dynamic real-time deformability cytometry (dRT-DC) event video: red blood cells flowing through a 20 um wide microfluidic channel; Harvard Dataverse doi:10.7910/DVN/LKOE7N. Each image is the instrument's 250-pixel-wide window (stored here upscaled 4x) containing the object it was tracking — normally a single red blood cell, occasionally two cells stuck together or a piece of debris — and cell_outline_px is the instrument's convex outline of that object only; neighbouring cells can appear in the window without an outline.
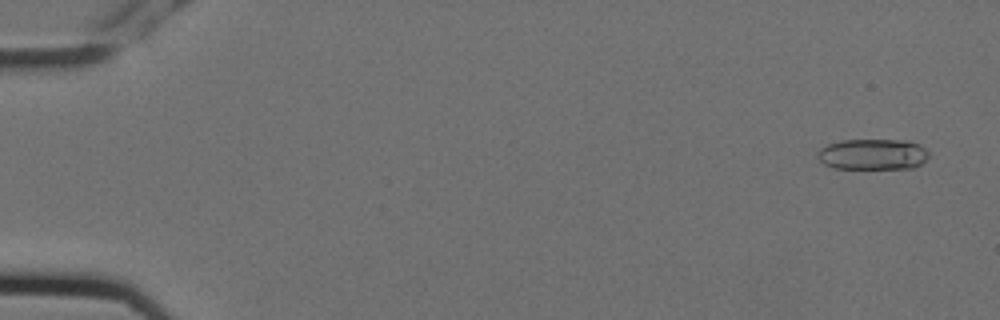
{"species": "Egyptian fruit bat (a non-hibernating species)", "species_latin": "Rousettus aegyptiacus", "temperature_condition": "cold", "stored_images_in_passage": 5, "camera_frame_rate_fps": 3000, "um_per_image_px": 0.085, "animal": {"sex": "female"}, "frame": {"image": 1, "passage_image": 1, "time_ms": 0.0, "image_size_px": [1000, 320], "cell_outline_px": [[928, 156], [920, 164], [912, 168], [832, 168], [824, 164], [816, 156], [816, 152], [820, 148], [828, 144], [840, 140], [908, 140], [920, 144], [928, 152]], "centroid_in_image_um": [74.15, 13.1], "position_along_channel_um": 10.8, "area_um2": 20.06}}
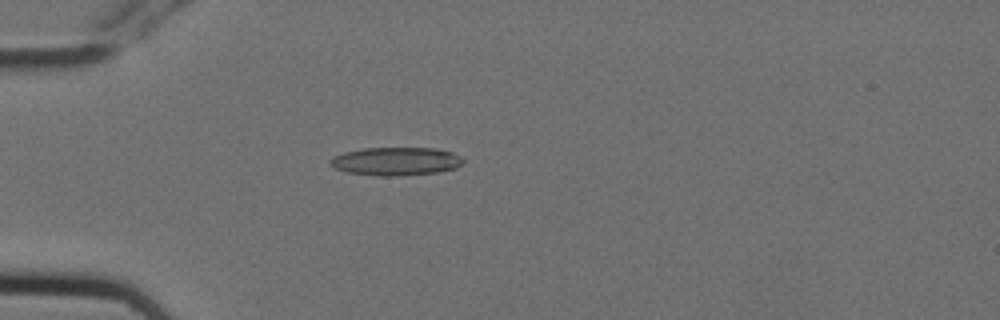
{"frame": {"image": 2, "passage_image": 5, "time_ms": 1.333, "image_size_px": [1000, 320], "cell_outline_px": [[464, 160], [456, 168], [436, 172], [396, 176], [380, 176], [348, 172], [336, 168], [328, 164], [328, 160], [332, 156], [344, 152], [364, 148], [436, 148], [452, 152], [460, 156]], "centroid_in_image_um": [33.62, 13.7], "position_along_channel_um": 51.4, "area_um2": 21.85}}